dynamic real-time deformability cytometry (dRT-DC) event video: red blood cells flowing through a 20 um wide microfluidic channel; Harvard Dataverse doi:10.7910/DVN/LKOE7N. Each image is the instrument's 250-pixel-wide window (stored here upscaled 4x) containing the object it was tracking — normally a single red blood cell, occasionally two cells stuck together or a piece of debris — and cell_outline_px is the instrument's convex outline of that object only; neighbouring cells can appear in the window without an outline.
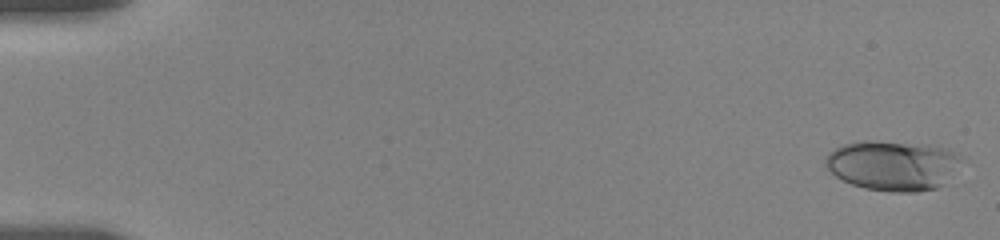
{"species": "human", "species_latin": "Homo sapiens", "temperature_condition": "room temperature", "stored_images_in_passage": 14, "camera_frame_rate_fps": 3000, "um_per_image_px": 0.085, "donor": {"sex": "female"}, "frame": {"image": 1, "passage_image": 1, "time_ms": 0.0, "image_size_px": [1000, 240], "cell_outline_px": [[956, 156], [940, 184], [936, 188], [916, 192], [892, 192], [864, 188], [852, 184], [836, 176], [824, 164], [824, 160], [828, 152], [844, 144], [864, 140], [876, 140], [928, 144], [944, 148], [956, 152]], "centroid_in_image_um": [75.7, 14.03], "position_along_channel_um": 9.3, "area_um2": 38.38}}
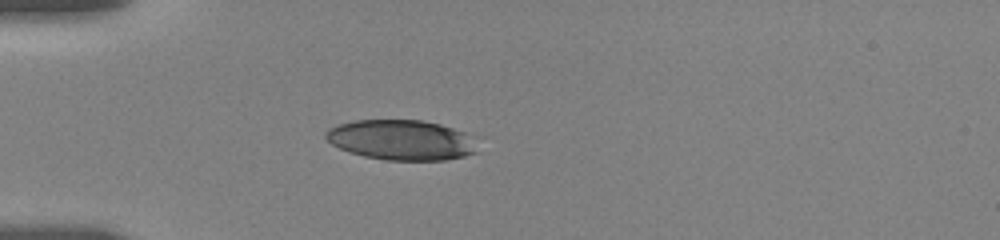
{"frame": {"image": 2, "passage_image": 12, "time_ms": 5.0, "image_size_px": [1000, 240], "cell_outline_px": [[484, 136], [476, 152], [464, 156], [444, 160], [384, 160], [364, 156], [348, 152], [332, 144], [324, 136], [324, 132], [328, 128], [340, 124], [356, 120], [424, 120], [440, 124]], "centroid_in_image_um": [34.27, 11.89], "position_along_channel_um": 50.7, "area_um2": 36.53}}
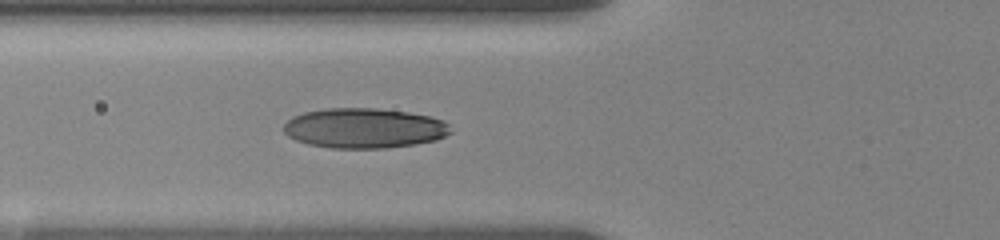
{"frame": {"image": 3, "passage_image": 14, "time_ms": 6.667, "image_size_px": [1000, 240], "cell_outline_px": [[452, 132], [436, 140], [416, 144], [384, 148], [332, 148], [308, 144], [296, 140], [288, 136], [284, 132], [284, 124], [292, 116], [304, 112], [324, 108], [380, 108], [408, 112], [432, 116], [444, 120], [448, 124]], "centroid_in_image_um": [30.97, 10.88], "position_along_channel_um": 94.8, "area_um2": 39.19}}